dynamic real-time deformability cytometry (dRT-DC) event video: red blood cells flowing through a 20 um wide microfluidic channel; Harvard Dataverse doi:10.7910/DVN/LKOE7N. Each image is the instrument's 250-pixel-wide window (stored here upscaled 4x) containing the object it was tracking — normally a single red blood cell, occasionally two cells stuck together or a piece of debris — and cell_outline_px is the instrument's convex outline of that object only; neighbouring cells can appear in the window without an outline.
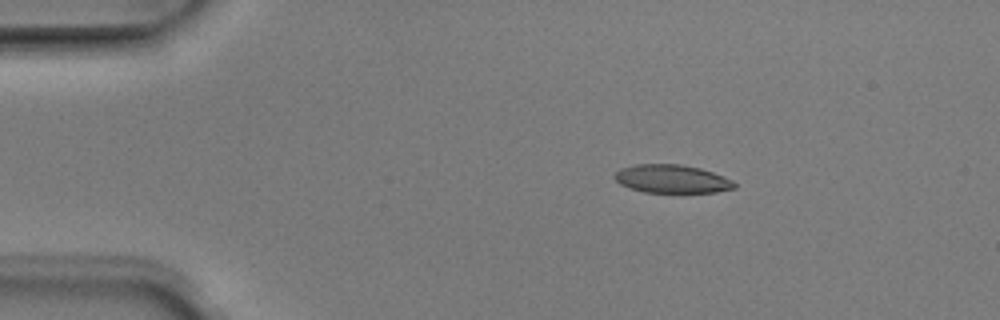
{"species": "Egyptian fruit bat (a non-hibernating species)", "species_latin": "Rousettus aegyptiacus", "temperature_condition": "room temperature", "stored_images_in_passage": 6, "camera_frame_rate_fps": 3000, "um_per_image_px": 0.085, "animal": {"sex": "male"}, "frame": {"image": 1, "passage_image": 3, "time_ms": 0.667, "image_size_px": [1000, 320], "cell_outline_px": [[736, 188], [716, 192], [644, 192], [620, 184], [612, 176], [620, 168], [636, 164], [680, 164], [700, 168], [712, 172], [732, 180], [736, 184]], "centroid_in_image_um": [57.1, 15.2], "position_along_channel_um": 27.9, "area_um2": 19.65}}
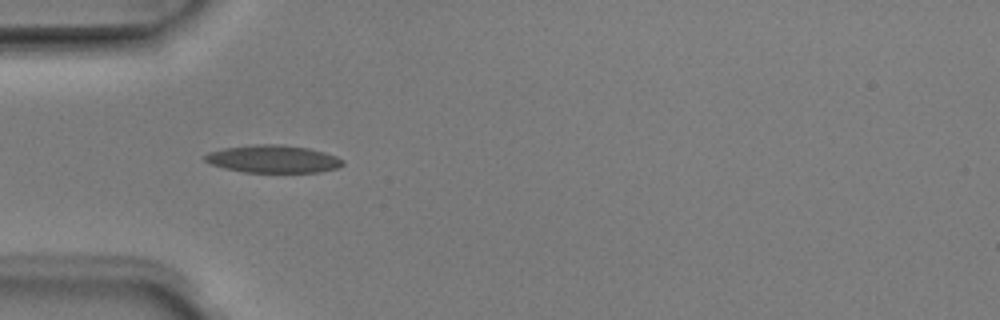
{"frame": {"image": 2, "passage_image": 5, "time_ms": 1.333, "image_size_px": [1000, 320], "cell_outline_px": [[344, 164], [336, 168], [320, 172], [244, 172], [224, 168], [212, 164], [204, 160], [204, 156], [208, 152], [224, 148], [252, 144], [280, 144], [308, 148], [324, 152], [336, 156], [344, 160]], "centroid_in_image_um": [23.21, 13.51], "position_along_channel_um": 61.8, "area_um2": 22.2}}
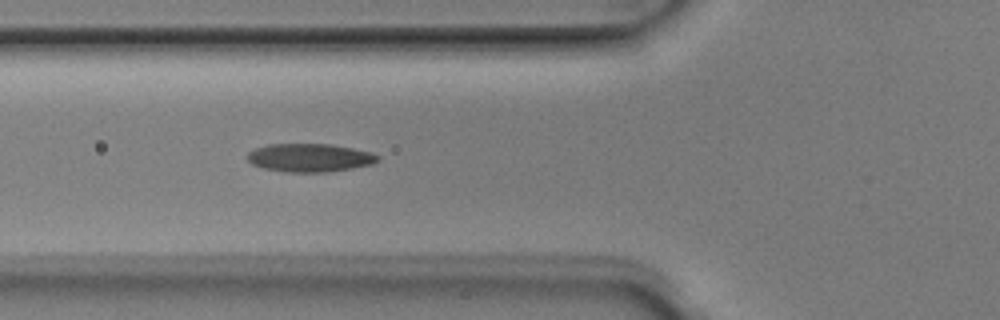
{"frame": {"image": 3, "passage_image": 6, "time_ms": 1.667, "image_size_px": [1000, 320], "cell_outline_px": [[380, 160], [372, 164], [352, 168], [328, 172], [284, 172], [264, 168], [252, 164], [244, 156], [248, 152], [256, 148], [268, 144], [332, 144], [372, 152], [380, 156]], "centroid_in_image_um": [26.33, 13.4], "position_along_channel_um": 99.5, "area_um2": 21.68}}